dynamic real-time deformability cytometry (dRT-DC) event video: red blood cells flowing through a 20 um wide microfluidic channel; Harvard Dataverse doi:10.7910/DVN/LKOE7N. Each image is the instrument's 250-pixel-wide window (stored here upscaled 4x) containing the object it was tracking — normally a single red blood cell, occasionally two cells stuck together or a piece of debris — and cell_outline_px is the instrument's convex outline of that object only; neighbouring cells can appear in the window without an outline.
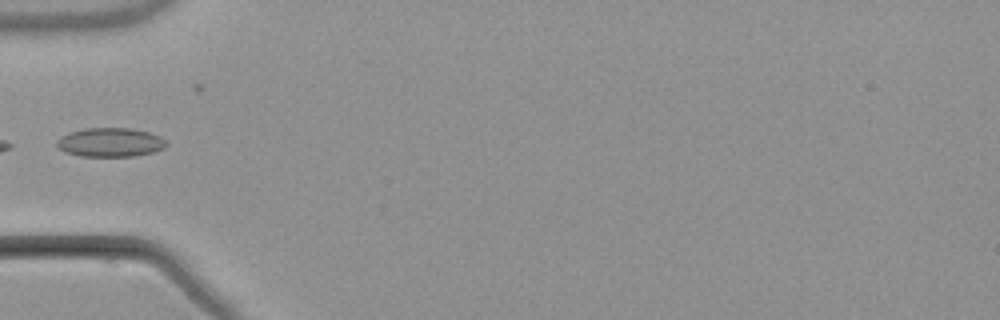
{"species": "common noctule bat (a hibernating species)", "species_latin": "Nyctalus noctula", "temperature_condition": "warm", "stored_images_in_passage": 7, "camera_frame_rate_fps": 3000, "um_per_image_px": 0.085, "animal": {"sex": "male", "body_mass_g": 21.5, "forearm_length_mm": 52.0}, "frame": {"image": 1, "passage_image": 5, "time_ms": 5.667, "image_size_px": [1000, 320], "cell_outline_px": [[168, 144], [164, 148], [152, 152], [132, 156], [80, 156], [64, 152], [56, 144], [56, 140], [60, 136], [68, 132], [84, 128], [132, 128], [148, 132], [160, 136]], "centroid_in_image_um": [9.34, 12.09], "position_along_channel_um": 75.7, "area_um2": 18.55}}